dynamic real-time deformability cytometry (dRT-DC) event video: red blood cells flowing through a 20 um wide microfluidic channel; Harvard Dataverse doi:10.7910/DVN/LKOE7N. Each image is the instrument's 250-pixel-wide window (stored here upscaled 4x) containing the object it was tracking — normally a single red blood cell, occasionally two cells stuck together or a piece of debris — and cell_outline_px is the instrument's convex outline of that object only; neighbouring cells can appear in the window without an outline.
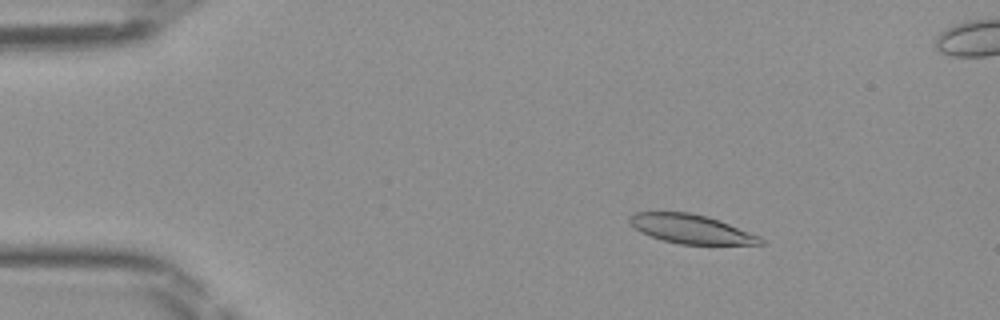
{"species": "Egyptian fruit bat (a non-hibernating species)", "species_latin": "Rousettus aegyptiacus", "temperature_condition": "room temperature", "stored_images_in_passage": 49, "segment_of_instrument_passage": [1, 2], "camera_frame_rate_fps": 3000, "um_per_image_px": 0.085, "frame": {"image": 1, "passage_image": 8, "time_ms": 2.333, "image_size_px": [1000, 320], "cell_outline_px": [[764, 244], [680, 244], [664, 240], [640, 232], [628, 220], [628, 216], [632, 212], [688, 212], [708, 216], [760, 236], [764, 240]], "centroid_in_image_um": [58.73, 19.45], "position_along_channel_um": 26.3, "area_um2": 21.91}}
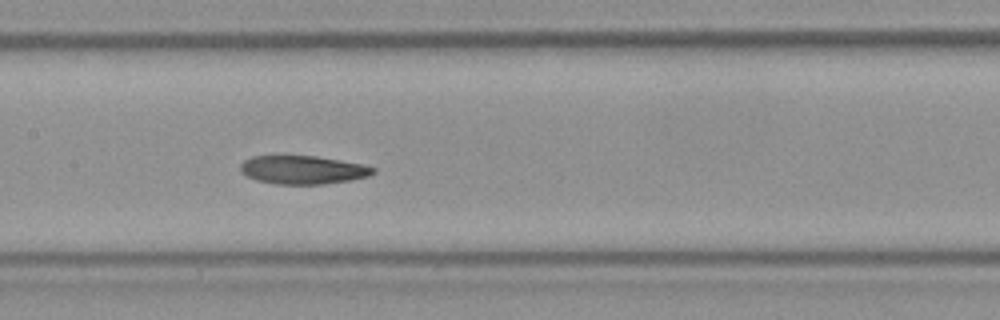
{"frame": {"image": 2, "passage_image": 24, "time_ms": 7.667, "image_size_px": [1000, 320], "cell_outline_px": [[376, 172], [368, 176], [348, 180], [320, 184], [276, 184], [256, 180], [240, 172], [240, 164], [244, 160], [252, 156], [316, 156], [340, 160], [360, 164], [376, 168]], "centroid_in_image_um": [25.71, 14.43], "position_along_channel_um": 181.7, "area_um2": 21.79}}
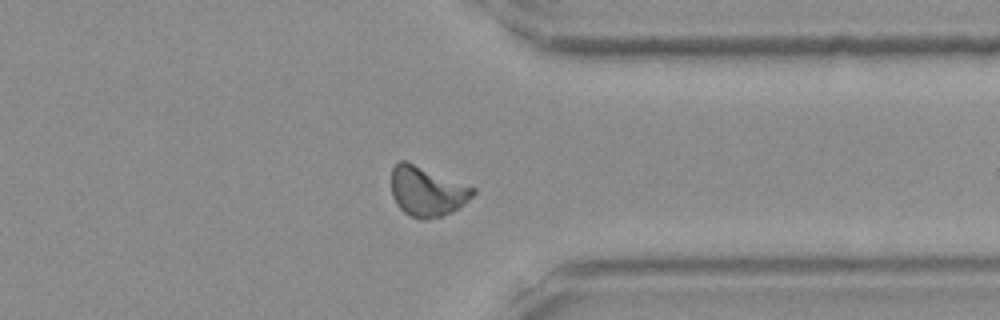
{"frame": {"image": 3, "passage_image": 38, "time_ms": 12.333, "image_size_px": [1000, 320], "cell_outline_px": [[476, 192], [464, 204], [452, 212], [440, 216], [424, 220], [412, 216], [404, 212], [396, 204], [392, 196], [392, 168], [400, 160], [408, 160], [476, 188]], "centroid_in_image_um": [36.3, 16.24], "position_along_channel_um": 375.1, "area_um2": 23.81}}